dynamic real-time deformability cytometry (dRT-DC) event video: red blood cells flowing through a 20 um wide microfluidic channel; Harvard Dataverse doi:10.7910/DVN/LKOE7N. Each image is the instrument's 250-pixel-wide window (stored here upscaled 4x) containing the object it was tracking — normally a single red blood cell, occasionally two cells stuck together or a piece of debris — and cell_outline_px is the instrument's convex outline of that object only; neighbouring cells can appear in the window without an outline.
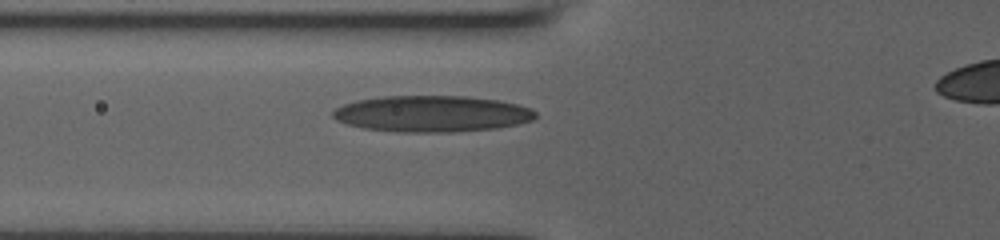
{"species": "human", "species_latin": "Homo sapiens", "temperature_condition": "room temperature", "stored_images_in_passage": 11, "camera_frame_rate_fps": 3000, "um_per_image_px": 0.085, "donor": {"sex": "male"}, "frame": {"image": 1, "passage_image": 7, "time_ms": 5.0, "image_size_px": [1000, 240], "cell_outline_px": [[536, 116], [532, 120], [516, 124], [496, 128], [452, 132], [404, 132], [364, 128], [348, 124], [336, 120], [332, 116], [332, 112], [336, 108], [344, 104], [356, 100], [384, 96], [468, 96], [500, 100], [532, 108], [536, 112]], "centroid_in_image_um": [36.72, 9.66], "position_along_channel_um": 89.1, "area_um2": 42.83}}
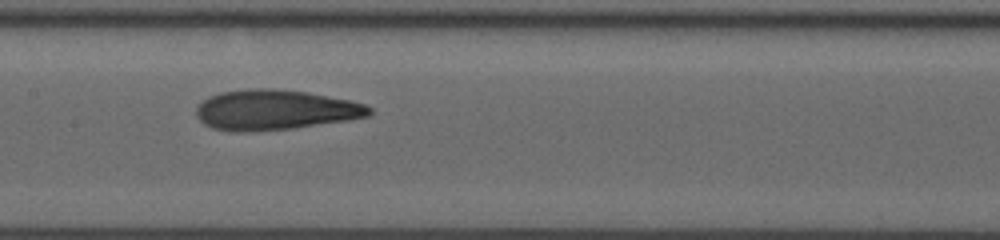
{"frame": {"image": 2, "passage_image": 10, "time_ms": 7.333, "image_size_px": [1000, 240], "cell_outline_px": [[372, 112], [368, 116], [348, 120], [292, 128], [244, 132], [236, 132], [212, 128], [204, 124], [196, 116], [196, 104], [208, 96], [220, 92], [248, 88], [272, 88], [308, 92], [352, 100], [364, 104], [372, 108]], "centroid_in_image_um": [23.35, 9.33], "position_along_channel_um": 184.1, "area_um2": 40.81}}